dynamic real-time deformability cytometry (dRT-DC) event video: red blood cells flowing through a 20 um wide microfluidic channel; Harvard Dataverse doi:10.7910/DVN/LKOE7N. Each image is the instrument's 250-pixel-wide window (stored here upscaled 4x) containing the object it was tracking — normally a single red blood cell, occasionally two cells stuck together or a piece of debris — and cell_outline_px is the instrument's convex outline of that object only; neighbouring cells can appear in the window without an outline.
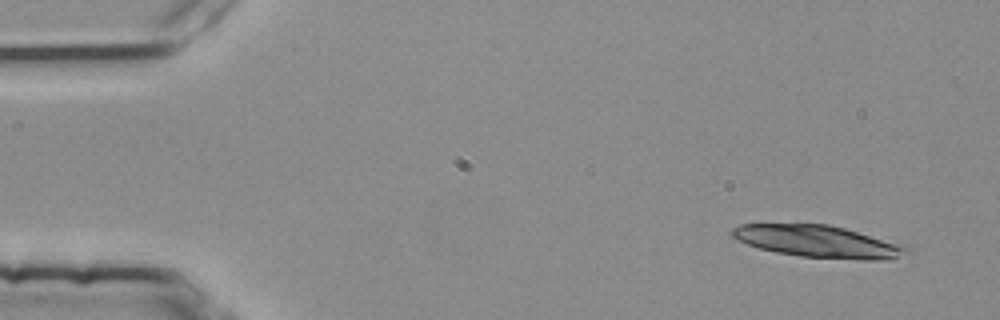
{"species": "common noctule bat (a hibernating species)", "species_latin": "Nyctalus noctula", "temperature_condition": "room temperature", "stored_images_in_passage": 4, "camera_frame_rate_fps": 3000, "um_per_image_px": 0.085, "animal": {"sex": "female", "body_mass_g": 25.1}, "frame": {"image": 1, "passage_image": 1, "time_ms": 0.0, "image_size_px": [1000, 320], "cell_outline_px": [[912, 252], [884, 260], [864, 260], [800, 256], [776, 252], [760, 248], [748, 244], [732, 236], [732, 228], [740, 224], [828, 224], [844, 228], [904, 244], [912, 248]], "centroid_in_image_um": [69.61, 20.52], "position_along_channel_um": 15.4, "area_um2": 32.54}}
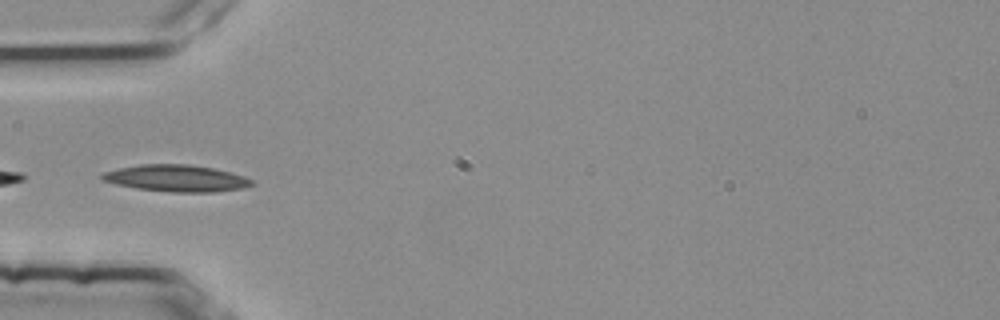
{"frame": {"image": 2, "passage_image": 4, "time_ms": 1.0, "image_size_px": [1000, 320], "cell_outline_px": [[252, 184], [240, 188], [216, 192], [172, 192], [136, 188], [116, 184], [100, 180], [100, 176], [104, 172], [120, 168], [140, 164], [188, 164], [212, 168], [244, 176], [252, 180]], "centroid_in_image_um": [14.94, 15.15], "position_along_channel_um": 70.1, "area_um2": 23.06}}